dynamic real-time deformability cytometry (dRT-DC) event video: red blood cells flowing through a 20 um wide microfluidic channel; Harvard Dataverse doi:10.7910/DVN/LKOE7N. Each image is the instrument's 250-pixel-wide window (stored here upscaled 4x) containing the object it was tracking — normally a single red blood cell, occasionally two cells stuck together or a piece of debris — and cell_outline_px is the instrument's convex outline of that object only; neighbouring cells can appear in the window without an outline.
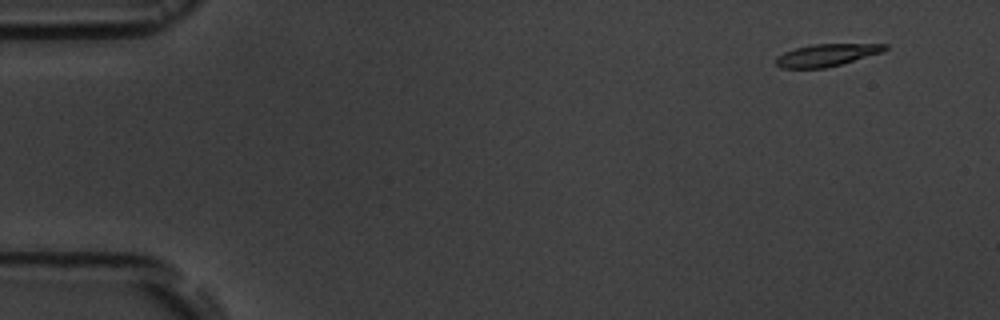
{"species": "common noctule bat (a hibernating species)", "species_latin": "Nyctalus noctula", "temperature_condition": "room temperature", "stored_images_in_passage": 4, "camera_frame_rate_fps": 3000, "um_per_image_px": 0.085, "animal": {"sex": "male", "body_mass_g": 19.5, "forearm_length_mm": 54.6}, "frame": {"image": 1, "passage_image": 1, "time_ms": 0.0, "image_size_px": [1000, 320], "cell_outline_px": [[888, 48], [884, 52], [840, 64], [824, 68], [780, 68], [776, 64], [776, 56], [784, 52], [796, 48], [812, 44], [888, 44]], "centroid_in_image_um": [70.27, 4.68], "position_along_channel_um": 14.7, "area_um2": 14.1}}